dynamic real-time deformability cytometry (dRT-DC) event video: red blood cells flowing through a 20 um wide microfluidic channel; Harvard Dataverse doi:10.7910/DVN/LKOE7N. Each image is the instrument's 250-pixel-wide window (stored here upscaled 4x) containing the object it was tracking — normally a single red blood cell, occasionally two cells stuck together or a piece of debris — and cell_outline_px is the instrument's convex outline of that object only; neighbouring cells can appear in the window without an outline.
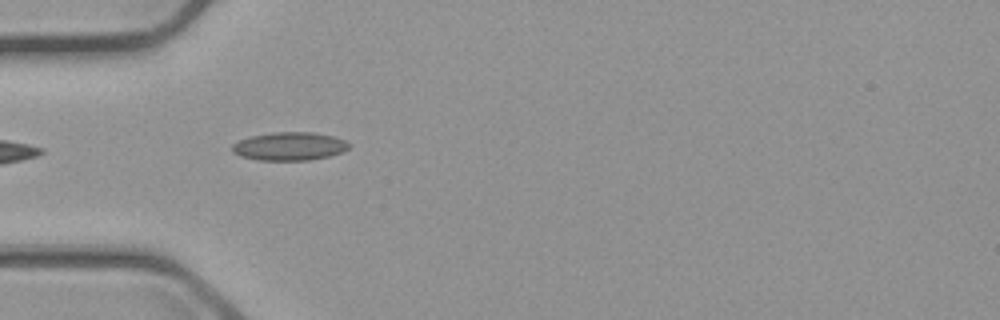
{"species": "common noctule bat (a hibernating species)", "species_latin": "Nyctalus noctula", "temperature_condition": "cold", "stored_images_in_passage": 2, "camera_frame_rate_fps": 3000, "um_per_image_px": 0.085, "animal": {"sex": "male", "body_mass_g": 23.1, "forearm_length_mm": 52.7}, "frame": {"image": 1, "passage_image": 1, "time_ms": 0.0, "image_size_px": [1000, 320], "cell_outline_px": [[352, 144], [344, 152], [328, 156], [308, 160], [260, 160], [240, 156], [232, 152], [232, 144], [240, 140], [252, 136], [272, 132], [312, 132], [332, 136], [344, 140]], "centroid_in_image_um": [24.62, 12.43], "position_along_channel_um": 60.4, "area_um2": 19.19}}
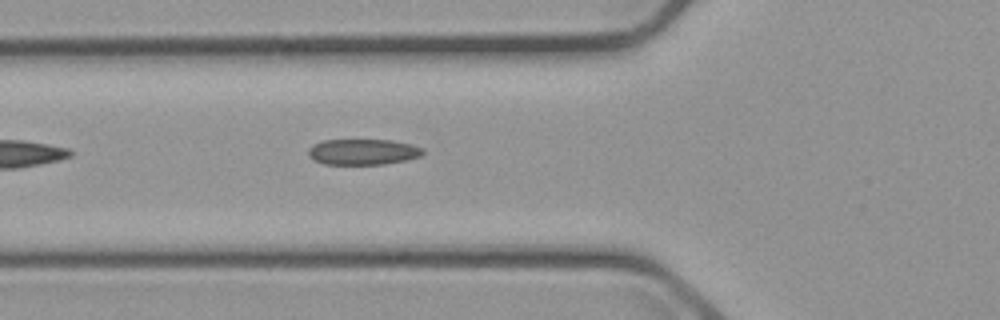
{"frame": {"image": 2, "passage_image": 2, "time_ms": 1.0, "image_size_px": [1000, 320], "cell_outline_px": [[424, 152], [420, 156], [404, 160], [384, 164], [324, 164], [312, 160], [308, 156], [308, 148], [312, 144], [324, 140], [392, 140], [412, 144], [424, 148]], "centroid_in_image_um": [30.82, 12.9], "position_along_channel_um": 95.0, "area_um2": 17.34}}